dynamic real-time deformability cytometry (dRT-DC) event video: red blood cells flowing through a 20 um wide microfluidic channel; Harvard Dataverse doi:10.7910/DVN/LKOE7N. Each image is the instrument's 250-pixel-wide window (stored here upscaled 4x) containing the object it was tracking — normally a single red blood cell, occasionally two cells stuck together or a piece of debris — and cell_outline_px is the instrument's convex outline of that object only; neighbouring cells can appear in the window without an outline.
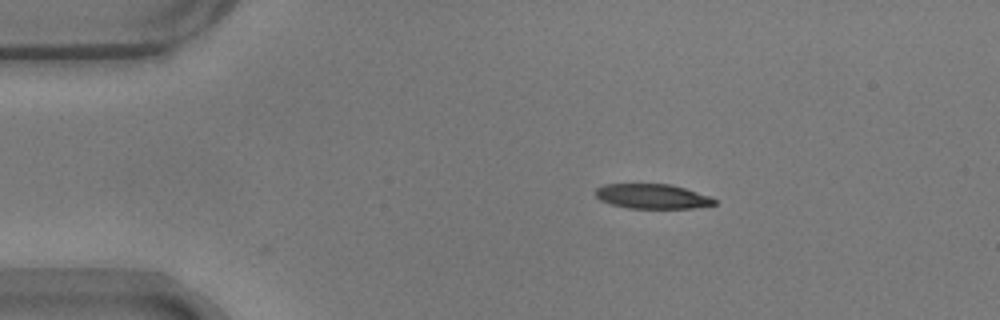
{"species": "common noctule bat (a hibernating species)", "species_latin": "Nyctalus noctula", "temperature_condition": "warm", "stored_images_in_passage": 45, "camera_frame_rate_fps": 3000, "um_per_image_px": 0.085, "animal": {"sex": "male", "body_mass_g": 17.9}, "frame": {"image": 1, "passage_image": 1, "time_ms": 0.0, "image_size_px": [1000, 320], "cell_outline_px": [[716, 204], [692, 208], [628, 208], [612, 204], [600, 200], [596, 196], [596, 188], [604, 184], [668, 184], [684, 188], [712, 196], [716, 200]], "centroid_in_image_um": [55.46, 16.69], "position_along_channel_um": 29.5, "area_um2": 17.05}}
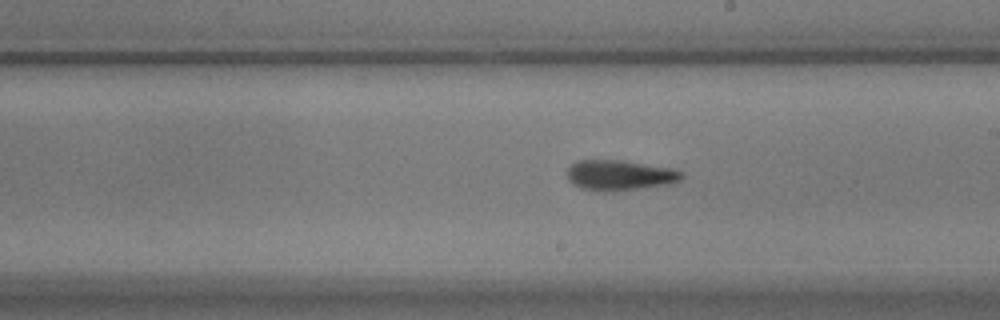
{"frame": {"image": 2, "passage_image": 22, "time_ms": 7.0, "image_size_px": [1000, 320], "cell_outline_px": [[684, 176], [680, 180], [672, 184], [612, 192], [580, 188], [572, 184], [568, 180], [568, 168], [576, 160], [624, 160], [672, 168], [684, 172]], "centroid_in_image_um": [52.71, 14.89], "position_along_channel_um": 236.3, "area_um2": 20.52}}
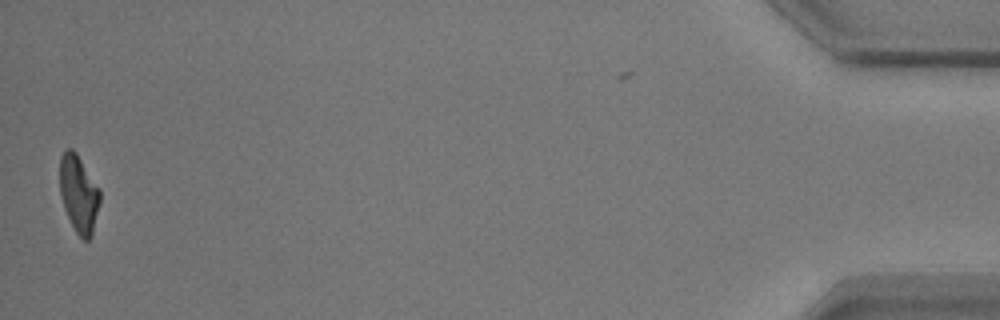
{"frame": {"image": 3, "passage_image": 45, "time_ms": 14.667, "image_size_px": [1000, 320], "cell_outline_px": [[100, 200], [92, 236], [88, 240], [84, 240], [76, 232], [64, 208], [60, 196], [60, 156], [64, 148], [72, 148], [76, 152], [100, 188]], "centroid_in_image_um": [6.69, 16.43], "position_along_channel_um": 428.5, "area_um2": 18.21}, "authors_computed_cell_mechanics": {"area_um2": 19.1896, "velocity_mm_per_s": 3.7066, "shape_relaxation_time_tau1_ms": 7.676, "shape_relaxation_time_tau2_ms": 5.1162, "deformation_change_tau1": 0.2273, "deformation_change_tau2": 0.1573}}